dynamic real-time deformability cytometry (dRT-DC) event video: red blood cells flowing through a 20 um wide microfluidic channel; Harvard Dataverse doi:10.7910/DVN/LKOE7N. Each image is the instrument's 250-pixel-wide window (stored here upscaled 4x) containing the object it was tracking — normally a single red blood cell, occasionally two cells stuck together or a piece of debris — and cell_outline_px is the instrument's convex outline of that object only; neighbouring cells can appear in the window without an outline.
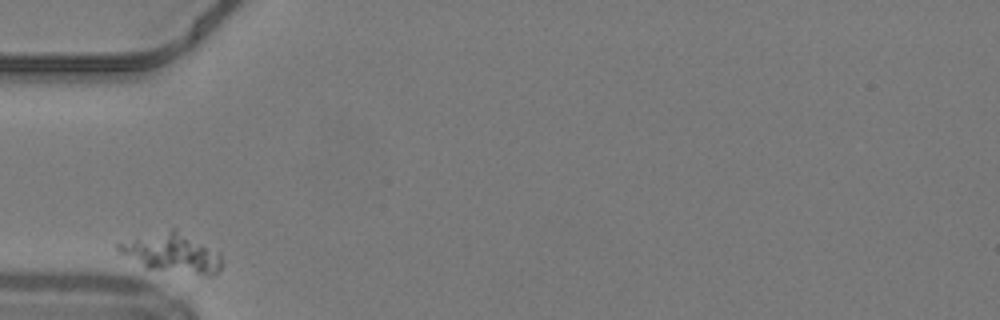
{"species": "common noctule bat (a hibernating species)", "species_latin": "Nyctalus noctula", "temperature_condition": "warm", "stored_images_in_passage": 12, "camera_frame_rate_fps": 3000, "um_per_image_px": 0.085, "animal": {"sex": "male", "body_mass_g": 19.2, "forearm_length_mm": 51.8}, "frame": {"image": 1, "passage_image": 1, "time_ms": 0.0, "image_size_px": [1000, 320], "cell_outline_px": [[220, 268], [216, 276], [204, 276], [144, 268], [120, 252], [116, 248], [116, 244], [172, 228], [176, 228], [220, 252]], "centroid_in_image_um": [14.67, 21.53], "position_along_channel_um": 70.3, "area_um2": 23.64}}
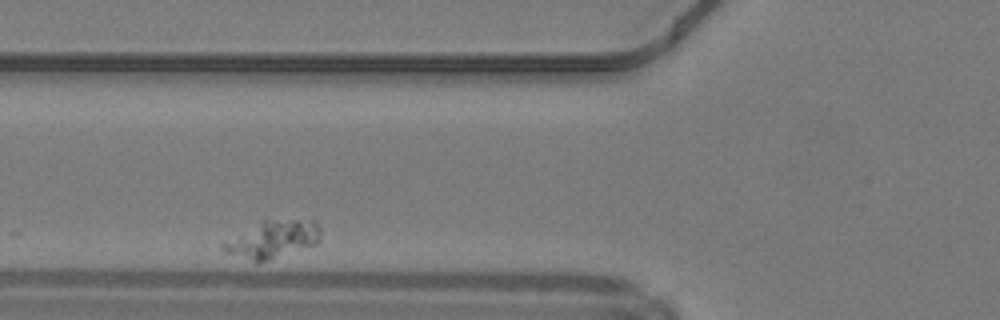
{"frame": {"image": 2, "passage_image": 4, "time_ms": 1.0, "image_size_px": [1000, 320], "cell_outline_px": [[320, 240], [316, 244], [256, 264], [224, 252], [220, 248], [220, 244], [264, 216], [312, 220], [320, 228]], "centroid_in_image_um": [23.11, 20.29], "position_along_channel_um": 102.7, "area_um2": 22.31}}
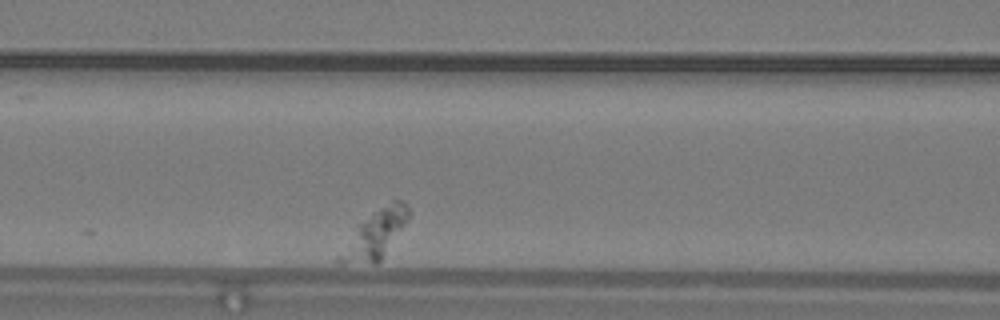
{"frame": {"image": 3, "passage_image": 7, "time_ms": 2.0, "image_size_px": [1000, 320], "cell_outline_px": [[408, 220], [384, 256], [376, 264], [372, 264], [360, 256], [360, 224], [380, 208], [392, 200], [404, 200], [408, 208]], "centroid_in_image_um": [32.49, 19.57], "position_along_channel_um": 134.1, "area_um2": 14.33}}